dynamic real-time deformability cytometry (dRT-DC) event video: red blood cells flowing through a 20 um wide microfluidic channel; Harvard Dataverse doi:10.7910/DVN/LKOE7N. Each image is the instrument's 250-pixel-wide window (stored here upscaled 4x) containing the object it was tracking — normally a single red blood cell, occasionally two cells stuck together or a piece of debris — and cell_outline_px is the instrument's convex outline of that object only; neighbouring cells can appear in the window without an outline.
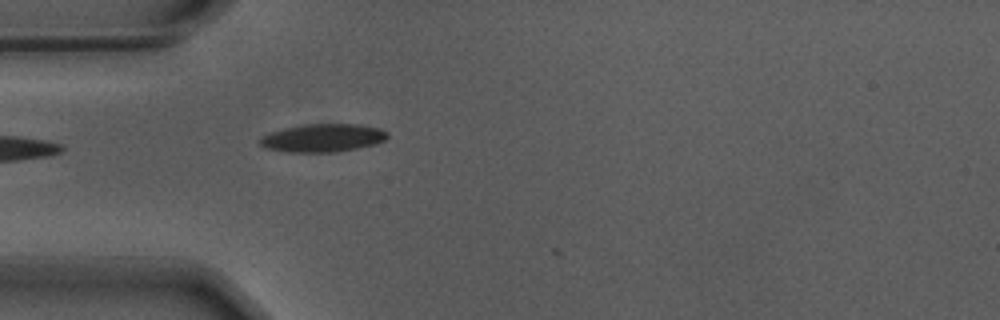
{"species": "Egyptian fruit bat (a non-hibernating species)", "species_latin": "Rousettus aegyptiacus", "temperature_condition": "warm", "stored_images_in_passage": 36, "camera_frame_rate_fps": 3000, "um_per_image_px": 0.085, "animal": {"sex": "male"}, "frame": {"image": 1, "passage_image": 1, "time_ms": 0.0, "image_size_px": [1000, 320], "cell_outline_px": [[388, 136], [384, 140], [376, 144], [336, 152], [292, 152], [264, 148], [260, 144], [260, 140], [264, 136], [272, 132], [284, 128], [304, 124], [360, 124], [380, 128], [388, 132]], "centroid_in_image_um": [27.48, 11.72], "position_along_channel_um": 57.5, "area_um2": 20.75}}
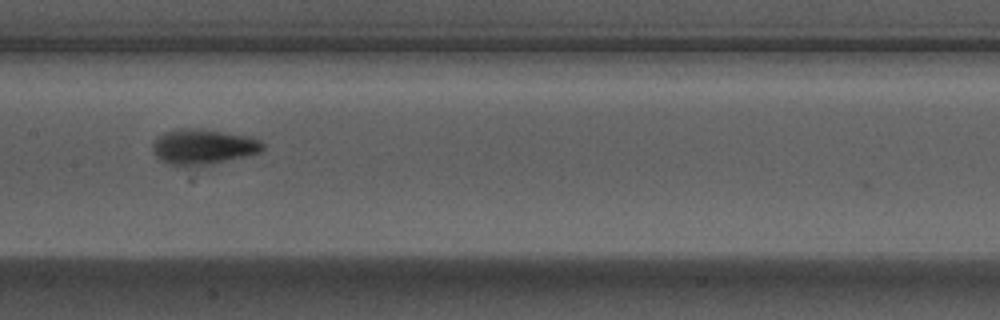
{"frame": {"image": 2, "passage_image": 12, "time_ms": 3.667, "image_size_px": [1000, 320], "cell_outline_px": [[264, 148], [260, 152], [244, 156], [204, 164], [168, 164], [160, 160], [152, 152], [152, 144], [156, 136], [164, 132], [176, 128], [188, 128], [224, 132], [252, 136], [260, 140], [264, 144]], "centroid_in_image_um": [17.23, 12.43], "position_along_channel_um": 190.2, "area_um2": 22.25}}
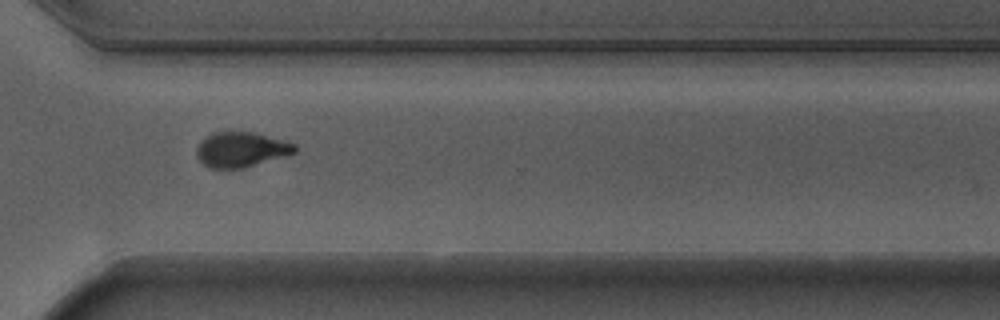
{"frame": {"image": 3, "passage_image": 25, "time_ms": 8.0, "image_size_px": [1000, 320], "cell_outline_px": [[296, 152], [244, 168], [208, 168], [200, 160], [196, 152], [196, 148], [204, 136], [212, 132], [256, 132], [284, 140], [296, 144]], "centroid_in_image_um": [20.48, 12.69], "position_along_channel_um": 350.1, "area_um2": 20.06}, "authors_computed_cell_mechanics": {"area_um2": 20.7502, "velocity_mm_per_s": 3.7007, "shape_relaxation_time_tau1_ms": 2.7487, "shape_relaxation_time_tau2_ms": 2.4207, "deformation_change_tau1": 0.1745, "deformation_change_tau2": 0.0864}}